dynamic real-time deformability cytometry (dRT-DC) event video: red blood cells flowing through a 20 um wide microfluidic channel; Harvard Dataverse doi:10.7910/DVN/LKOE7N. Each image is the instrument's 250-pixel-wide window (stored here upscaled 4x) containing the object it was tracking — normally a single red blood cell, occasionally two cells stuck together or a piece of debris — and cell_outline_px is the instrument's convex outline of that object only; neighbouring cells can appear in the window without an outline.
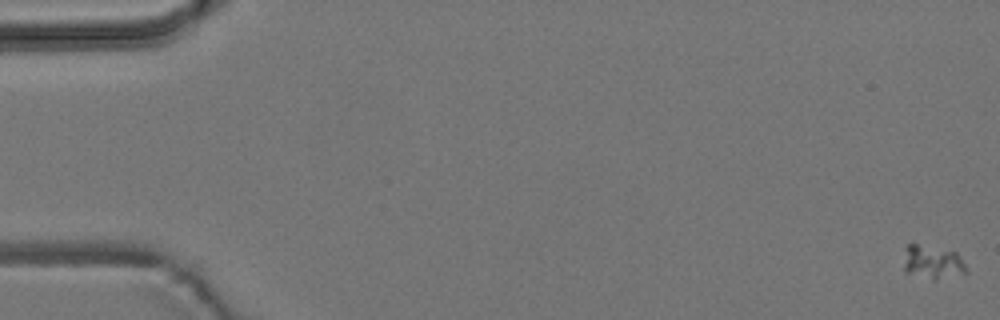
{"species": "common noctule bat (a hibernating species)", "species_latin": "Nyctalus noctula", "temperature_condition": "room temperature", "stored_images_in_passage": 5, "camera_frame_rate_fps": 3000, "um_per_image_px": 0.085, "animal": {"sex": "male", "body_mass_g": 19.2, "forearm_length_mm": 51.8}, "frame": {"image": 1, "passage_image": 1, "time_ms": 0.0, "image_size_px": [1000, 320], "cell_outline_px": [[968, 272], [936, 280], [932, 280], [904, 272], [904, 248], [908, 244], [916, 244], [956, 252], [964, 264]], "centroid_in_image_um": [79.22, 22.3], "position_along_channel_um": 5.8, "area_um2": 12.2}}